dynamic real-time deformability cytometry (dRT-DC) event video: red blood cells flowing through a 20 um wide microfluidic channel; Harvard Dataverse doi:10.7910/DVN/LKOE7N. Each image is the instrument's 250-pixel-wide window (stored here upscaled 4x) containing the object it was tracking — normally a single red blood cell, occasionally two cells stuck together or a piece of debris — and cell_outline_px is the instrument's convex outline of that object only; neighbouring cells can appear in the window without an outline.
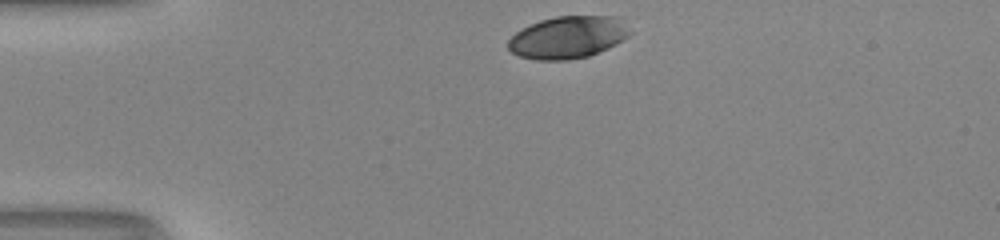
{"species": "human", "species_latin": "Homo sapiens", "temperature_condition": "room temperature", "stored_images_in_passage": 31, "camera_frame_rate_fps": 3000, "um_per_image_px": 0.085, "donor": {"sex": "male"}, "frame": {"image": 1, "passage_image": 1, "time_ms": 0.0, "image_size_px": [1000, 240], "cell_outline_px": [[632, 32], [624, 40], [608, 48], [588, 56], [568, 60], [536, 60], [520, 56], [512, 52], [508, 48], [508, 40], [516, 32], [540, 20], [556, 16], [624, 16]], "centroid_in_image_um": [48.35, 3.15], "position_along_channel_um": 36.6, "area_um2": 30.29}}
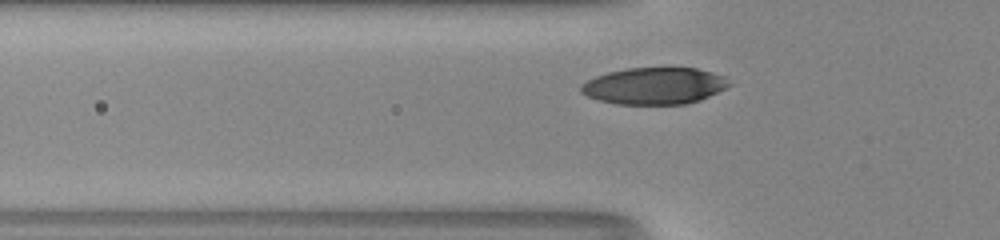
{"frame": {"image": 2, "passage_image": 7, "time_ms": 2.0, "image_size_px": [1000, 240], "cell_outline_px": [[732, 84], [700, 100], [684, 104], [616, 104], [600, 100], [588, 96], [580, 92], [580, 84], [596, 76], [608, 72], [628, 68], [696, 68], [712, 72], [724, 76]], "centroid_in_image_um": [55.6, 7.3], "position_along_channel_um": 70.2, "area_um2": 31.56}}
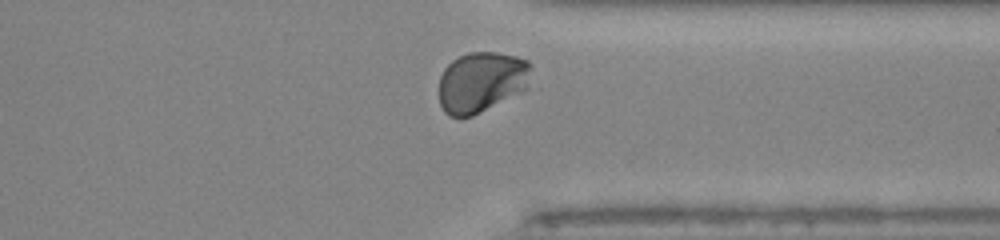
{"frame": {"image": 3, "passage_image": 29, "time_ms": 9.333, "image_size_px": [1000, 240], "cell_outline_px": [[532, 64], [528, 88], [524, 92], [472, 116], [448, 116], [444, 112], [440, 104], [440, 76], [444, 68], [452, 60], [468, 52], [496, 52], [516, 56], [528, 60]], "centroid_in_image_um": [40.96, 6.96], "position_along_channel_um": 370.4, "area_um2": 33.0}, "authors_computed_cell_mechanics": {"area_um2": 32.657, "velocity_mm_per_s": 4.1049, "shape_relaxation_time_tau1_ms": 2.8457, "shape_relaxation_time_tau2_ms": null, "deformation_change_tau1": 0.1315, "deformation_change_tau2": null}}